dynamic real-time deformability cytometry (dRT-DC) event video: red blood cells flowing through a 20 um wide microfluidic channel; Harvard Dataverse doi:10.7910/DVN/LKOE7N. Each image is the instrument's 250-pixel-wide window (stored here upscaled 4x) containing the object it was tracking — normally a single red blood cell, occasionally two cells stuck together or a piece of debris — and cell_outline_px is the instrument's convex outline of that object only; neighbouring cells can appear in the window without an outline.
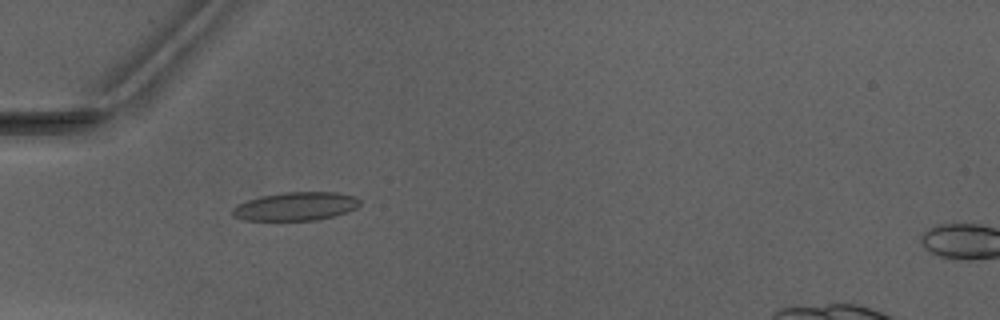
{"species": "Egyptian fruit bat (a non-hibernating species)", "species_latin": "Rousettus aegyptiacus", "temperature_condition": "warm", "stored_images_in_passage": 3, "camera_frame_rate_fps": 3000, "um_per_image_px": 0.085, "animal": {"sex": "male"}, "frame": {"image": 1, "passage_image": 2, "time_ms": 1.333, "image_size_px": [1000, 320], "cell_outline_px": [[360, 204], [356, 208], [348, 212], [316, 220], [244, 220], [236, 216], [232, 212], [232, 208], [248, 200], [260, 196], [284, 192], [336, 192], [356, 196], [360, 200]], "centroid_in_image_um": [25.18, 17.53], "position_along_channel_um": 59.8, "area_um2": 20.98}}